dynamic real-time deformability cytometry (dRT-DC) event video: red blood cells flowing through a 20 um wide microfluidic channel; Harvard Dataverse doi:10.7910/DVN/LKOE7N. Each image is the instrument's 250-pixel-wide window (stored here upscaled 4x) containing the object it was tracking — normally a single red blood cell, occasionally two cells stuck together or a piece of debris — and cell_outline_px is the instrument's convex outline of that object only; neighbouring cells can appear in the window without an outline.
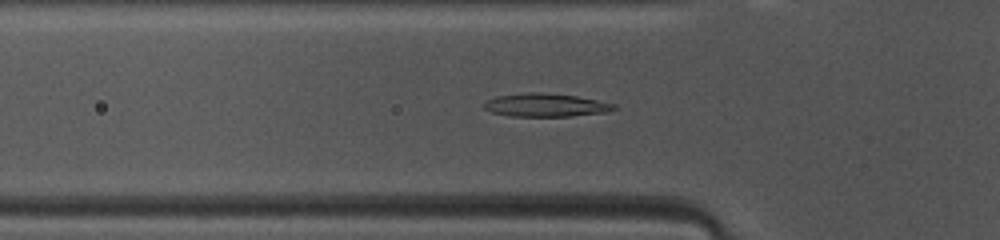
{"species": "common noctule bat (a hibernating species)", "species_latin": "Nyctalus noctula", "temperature_condition": "warm", "stored_images_in_passage": 39, "camera_frame_rate_fps": 3000, "um_per_image_px": 0.085, "animal": {"sex": "female", "body_mass_g": 10.0, "forearm_length_mm": 53.1}, "frame": {"image": 1, "passage_image": 6, "time_ms": 1.667, "image_size_px": [1000, 240], "cell_outline_px": [[616, 108], [608, 112], [572, 116], [512, 116], [492, 112], [484, 108], [484, 104], [488, 100], [496, 96], [528, 92], [544, 92], [576, 96], [616, 104]], "centroid_in_image_um": [46.4, 8.93], "position_along_channel_um": 79.4, "area_um2": 17.51}}
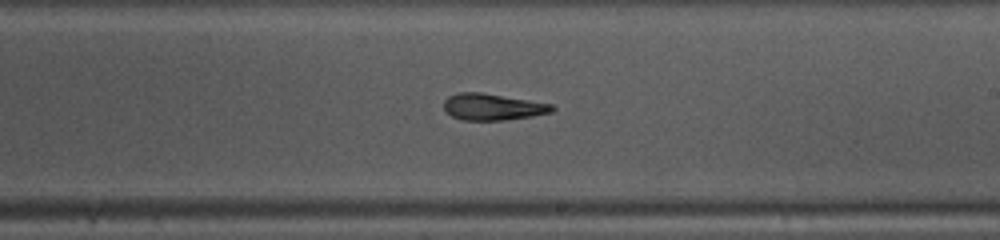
{"frame": {"image": 2, "passage_image": 18, "time_ms": 5.667, "image_size_px": [1000, 240], "cell_outline_px": [[556, 108], [552, 112], [532, 116], [504, 120], [464, 120], [452, 116], [444, 112], [444, 100], [448, 96], [460, 92], [480, 92], [552, 104]], "centroid_in_image_um": [41.85, 9.09], "position_along_channel_um": 247.2, "area_um2": 16.7}}
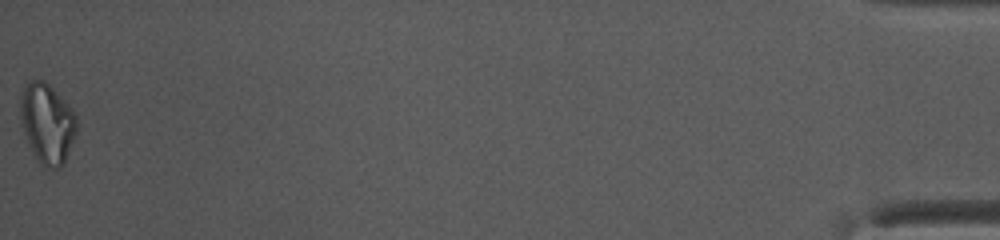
{"frame": {"image": 3, "passage_image": 39, "time_ms": 12.667, "image_size_px": [1000, 240], "cell_outline_px": [[76, 132], [64, 164], [60, 168], [48, 168], [40, 164], [24, 132], [20, 120], [20, 100], [24, 84], [32, 80], [44, 80], [76, 112]], "centroid_in_image_um": [4.01, 10.46], "position_along_channel_um": 431.2, "area_um2": 26.01}, "authors_computed_cell_mechanics": {"area_um2": 17.5134, "velocity_mm_per_s": 4.1736, "shape_relaxation_time_tau1_ms": 10.8269, "shape_relaxation_time_tau2_ms": 2.6307, "deformation_change_tau1": 0.2514, "deformation_change_tau2": 0.1026}}